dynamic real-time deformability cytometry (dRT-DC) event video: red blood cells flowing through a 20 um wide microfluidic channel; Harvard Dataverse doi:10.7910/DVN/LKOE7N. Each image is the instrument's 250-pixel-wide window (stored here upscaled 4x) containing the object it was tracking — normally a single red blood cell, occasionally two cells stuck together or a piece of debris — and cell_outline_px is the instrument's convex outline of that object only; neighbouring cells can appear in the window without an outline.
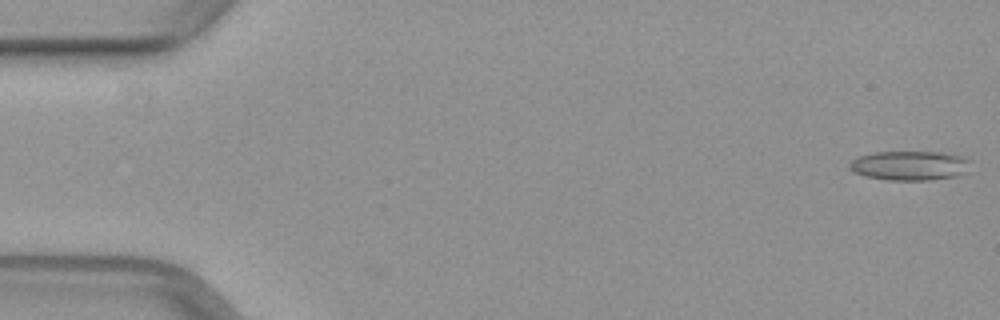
{"species": "common noctule bat (a hibernating species)", "species_latin": "Nyctalus noctula", "temperature_condition": "warm", "stored_images_in_passage": 6, "camera_frame_rate_fps": 3000, "um_per_image_px": 0.085, "animal": {"sex": "female", "body_mass_g": 29.2, "forearm_length_mm": 56.3}, "frame": {"image": 1, "passage_image": 1, "time_ms": 0.0, "image_size_px": [1000, 320], "cell_outline_px": [[972, 172], [956, 176], [928, 180], [888, 180], [864, 176], [848, 168], [848, 164], [856, 156], [872, 152], [944, 152], [964, 156], [972, 160]], "centroid_in_image_um": [77.41, 14.07], "position_along_channel_um": 7.6, "area_um2": 21.39}}